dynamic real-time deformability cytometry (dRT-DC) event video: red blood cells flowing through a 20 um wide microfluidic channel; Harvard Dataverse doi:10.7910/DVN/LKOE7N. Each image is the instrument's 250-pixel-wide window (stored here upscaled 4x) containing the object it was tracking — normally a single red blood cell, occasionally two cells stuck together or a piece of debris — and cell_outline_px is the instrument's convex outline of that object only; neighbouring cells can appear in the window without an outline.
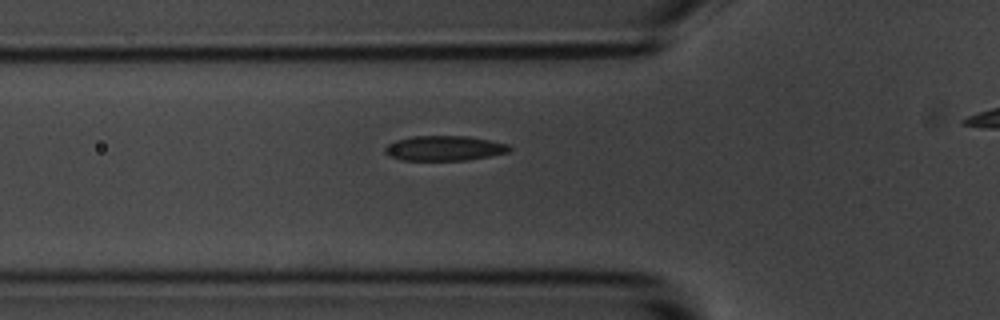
{"species": "common noctule bat (a hibernating species)", "species_latin": "Nyctalus noctula", "temperature_condition": "room temperature", "stored_images_in_passage": 34, "camera_frame_rate_fps": 3000, "um_per_image_px": 0.085, "animal": {"sex": "male", "body_mass_g": 20.1, "forearm_length_mm": 53.5}, "frame": {"image": 1, "passage_image": 2, "time_ms": 0.333, "image_size_px": [1000, 320], "cell_outline_px": [[512, 148], [508, 152], [492, 156], [468, 160], [400, 160], [388, 156], [384, 152], [384, 148], [388, 144], [396, 140], [412, 136], [468, 136], [508, 144]], "centroid_in_image_um": [37.75, 12.6], "position_along_channel_um": 88.0, "area_um2": 18.21}}
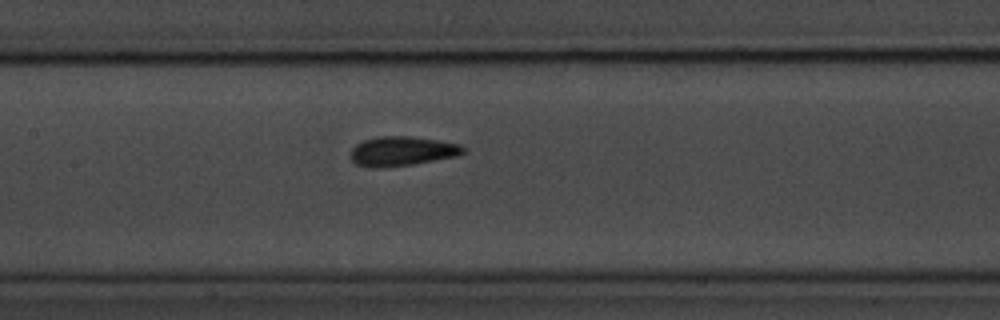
{"frame": {"image": 2, "passage_image": 9, "time_ms": 2.667, "image_size_px": [1000, 320], "cell_outline_px": [[464, 152], [460, 156], [412, 164], [384, 168], [368, 168], [356, 164], [352, 160], [352, 148], [356, 144], [364, 140], [380, 136], [408, 136], [436, 140], [460, 144], [464, 148]], "centroid_in_image_um": [34.17, 12.86], "position_along_channel_um": 173.2, "area_um2": 19.36}}
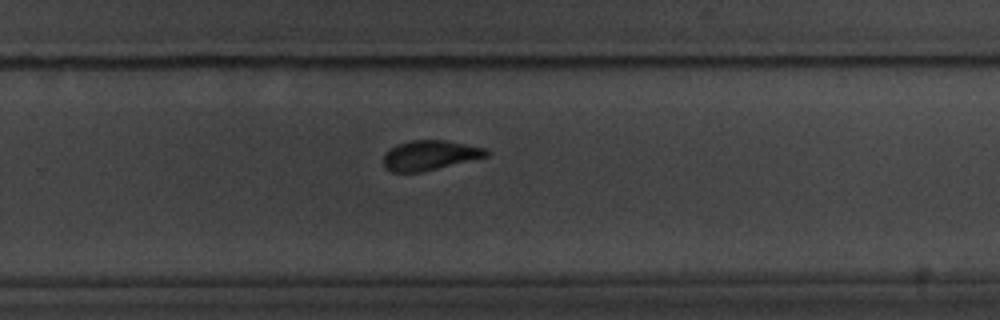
{"frame": {"image": 3, "passage_image": 19, "time_ms": 6.0, "image_size_px": [1000, 320], "cell_outline_px": [[488, 156], [420, 172], [392, 172], [384, 168], [384, 152], [396, 144], [412, 140], [444, 140], [488, 148]], "centroid_in_image_um": [36.5, 13.19], "position_along_channel_um": 293.3, "area_um2": 17.8}}